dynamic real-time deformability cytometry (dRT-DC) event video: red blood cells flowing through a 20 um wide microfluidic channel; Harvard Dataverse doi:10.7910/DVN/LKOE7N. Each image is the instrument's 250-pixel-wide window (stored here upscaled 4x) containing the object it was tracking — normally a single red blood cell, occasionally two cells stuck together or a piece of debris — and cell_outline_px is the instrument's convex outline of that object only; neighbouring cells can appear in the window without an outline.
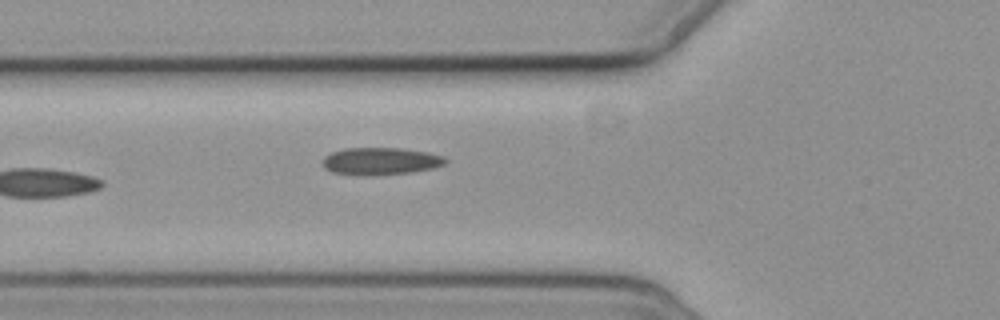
{"species": "common noctule bat (a hibernating species)", "species_latin": "Nyctalus noctula", "temperature_condition": "cold", "stored_images_in_passage": 4, "camera_frame_rate_fps": 3000, "um_per_image_px": 0.085, "animal": {"sex": "female", "body_mass_g": 19.3, "forearm_length_mm": 54.1}, "frame": {"image": 1, "passage_image": 4, "time_ms": 4.0, "image_size_px": [1000, 320], "cell_outline_px": [[448, 160], [444, 164], [432, 168], [412, 172], [368, 176], [332, 172], [324, 168], [324, 156], [332, 152], [344, 148], [400, 148], [428, 152], [444, 156]], "centroid_in_image_um": [32.36, 13.7], "position_along_channel_um": 93.4, "area_um2": 19.54}}